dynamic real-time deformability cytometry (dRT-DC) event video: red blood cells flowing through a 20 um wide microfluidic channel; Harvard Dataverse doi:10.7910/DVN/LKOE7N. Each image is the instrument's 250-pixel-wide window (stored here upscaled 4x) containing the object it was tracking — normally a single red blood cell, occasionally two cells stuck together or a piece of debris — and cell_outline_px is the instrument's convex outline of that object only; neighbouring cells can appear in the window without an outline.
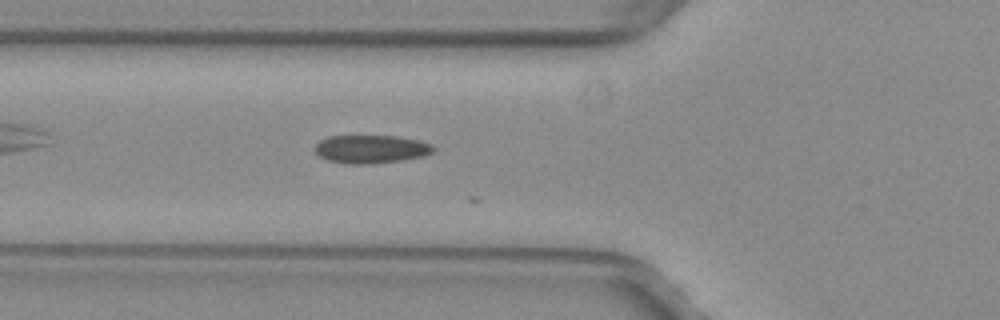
{"species": "common noctule bat (a hibernating species)", "species_latin": "Nyctalus noctula", "temperature_condition": "warm", "stored_images_in_passage": 10, "camera_frame_rate_fps": 3000, "um_per_image_px": 0.085, "animal": {"sex": "female", "body_mass_g": 29.2, "forearm_length_mm": 56.3}, "frame": {"image": 1, "passage_image": 7, "time_ms": 2.0, "image_size_px": [1000, 320], "cell_outline_px": [[436, 148], [432, 152], [424, 156], [400, 160], [372, 164], [344, 164], [328, 160], [320, 156], [316, 152], [316, 144], [320, 140], [328, 136], [400, 136], [420, 140], [432, 144]], "centroid_in_image_um": [31.56, 12.67], "position_along_channel_um": 94.2, "area_um2": 19.59}}